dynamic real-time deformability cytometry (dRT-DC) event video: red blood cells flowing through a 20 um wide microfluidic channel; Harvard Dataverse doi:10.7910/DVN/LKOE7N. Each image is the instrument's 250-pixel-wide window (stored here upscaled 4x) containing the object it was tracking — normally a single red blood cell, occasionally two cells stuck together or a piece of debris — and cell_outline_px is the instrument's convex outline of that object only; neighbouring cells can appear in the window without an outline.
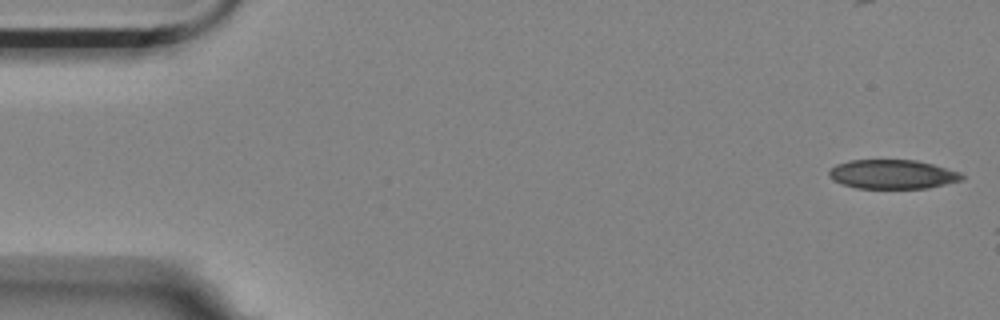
{"species": "Egyptian fruit bat (a non-hibernating species)", "species_latin": "Rousettus aegyptiacus", "temperature_condition": "room temperature", "stored_images_in_passage": 4, "camera_frame_rate_fps": 3000, "um_per_image_px": 0.085, "animal": {"sex": "female"}, "frame": {"image": 1, "passage_image": 1, "time_ms": 0.0, "image_size_px": [1000, 320], "cell_outline_px": [[964, 180], [928, 188], [856, 188], [832, 180], [828, 176], [828, 172], [836, 164], [848, 160], [916, 160], [932, 164], [960, 172], [964, 176]], "centroid_in_image_um": [75.86, 14.81], "position_along_channel_um": 9.1, "area_um2": 22.6}}